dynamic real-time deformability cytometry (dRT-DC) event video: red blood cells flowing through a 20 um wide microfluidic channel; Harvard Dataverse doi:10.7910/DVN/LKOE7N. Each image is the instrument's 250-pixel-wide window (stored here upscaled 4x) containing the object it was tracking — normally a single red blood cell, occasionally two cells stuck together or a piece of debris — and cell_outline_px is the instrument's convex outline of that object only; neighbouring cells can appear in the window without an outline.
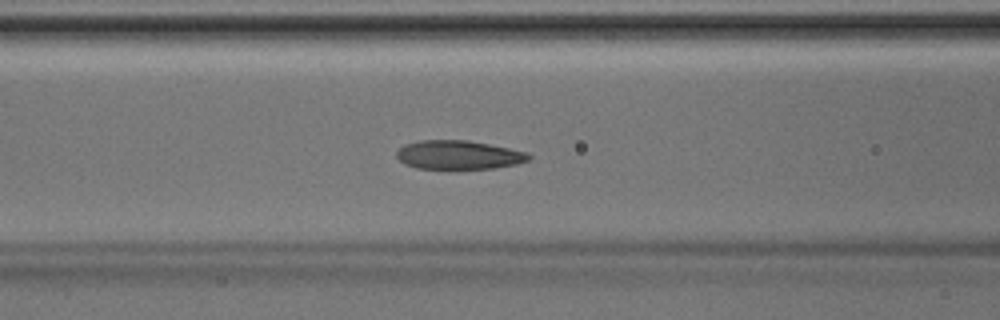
{"species": "Egyptian fruit bat (a non-hibernating species)", "species_latin": "Rousettus aegyptiacus", "temperature_condition": "room temperature", "stored_images_in_passage": 46, "camera_frame_rate_fps": 3000, "um_per_image_px": 0.085, "animal": {"sex": "male"}, "frame": {"image": 1, "passage_image": 18, "time_ms": 5.667, "image_size_px": [1000, 320], "cell_outline_px": [[532, 156], [528, 160], [516, 164], [496, 168], [416, 168], [404, 164], [396, 156], [396, 152], [404, 144], [420, 140], [468, 140], [528, 152]], "centroid_in_image_um": [38.97, 13.16], "position_along_channel_um": 127.6, "area_um2": 22.08}}
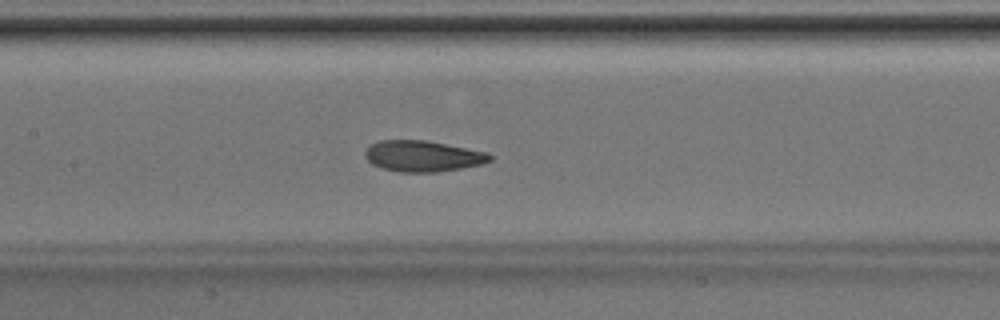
{"frame": {"image": 2, "passage_image": 21, "time_ms": 6.667, "image_size_px": [1000, 320], "cell_outline_px": [[492, 160], [484, 164], [436, 172], [400, 172], [380, 168], [372, 164], [364, 156], [364, 152], [372, 144], [380, 140], [424, 140], [488, 152], [492, 156]], "centroid_in_image_um": [35.94, 13.27], "position_along_channel_um": 171.5, "area_um2": 22.54}}
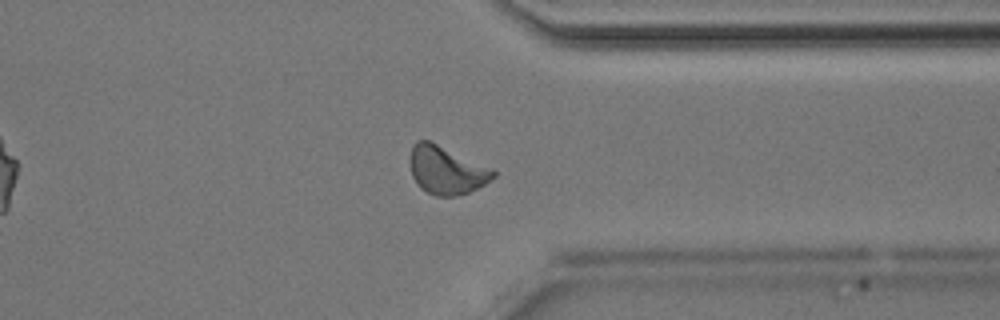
{"frame": {"image": 3, "passage_image": 35, "time_ms": 11.333, "image_size_px": [1000, 320], "cell_outline_px": [[496, 176], [484, 184], [468, 192], [456, 196], [436, 196], [420, 188], [416, 184], [412, 176], [408, 160], [408, 156], [412, 144], [416, 140], [428, 140], [492, 168], [496, 172]], "centroid_in_image_um": [37.88, 14.45], "position_along_channel_um": 373.5, "area_um2": 23.41}}